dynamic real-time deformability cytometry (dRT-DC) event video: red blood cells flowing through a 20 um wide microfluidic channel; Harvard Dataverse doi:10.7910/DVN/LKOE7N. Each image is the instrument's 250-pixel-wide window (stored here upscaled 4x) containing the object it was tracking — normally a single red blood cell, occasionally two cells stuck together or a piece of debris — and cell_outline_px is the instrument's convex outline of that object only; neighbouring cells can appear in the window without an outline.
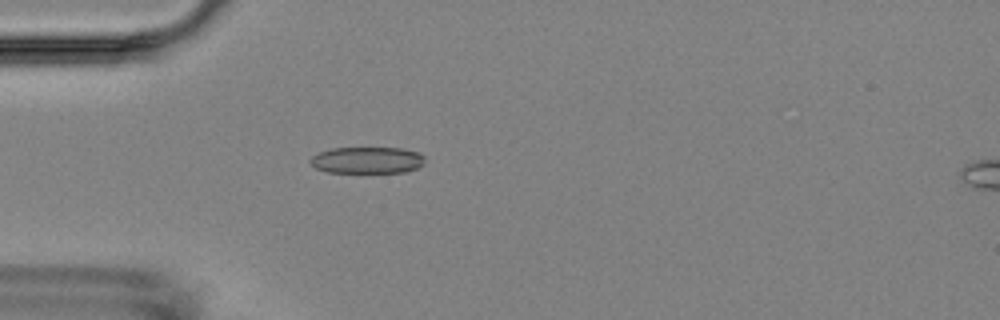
{"species": "Egyptian fruit bat (a non-hibernating species)", "species_latin": "Rousettus aegyptiacus", "temperature_condition": "room temperature", "stored_images_in_passage": 6, "camera_frame_rate_fps": 3000, "um_per_image_px": 0.085, "animal": {"sex": "female"}, "frame": {"image": 1, "passage_image": 5, "time_ms": 4.333, "image_size_px": [1000, 320], "cell_outline_px": [[424, 164], [408, 172], [328, 172], [316, 168], [308, 160], [312, 156], [320, 152], [332, 148], [404, 148], [420, 152], [424, 156]], "centroid_in_image_um": [31.25, 13.61], "position_along_channel_um": 53.8, "area_um2": 17.8}}